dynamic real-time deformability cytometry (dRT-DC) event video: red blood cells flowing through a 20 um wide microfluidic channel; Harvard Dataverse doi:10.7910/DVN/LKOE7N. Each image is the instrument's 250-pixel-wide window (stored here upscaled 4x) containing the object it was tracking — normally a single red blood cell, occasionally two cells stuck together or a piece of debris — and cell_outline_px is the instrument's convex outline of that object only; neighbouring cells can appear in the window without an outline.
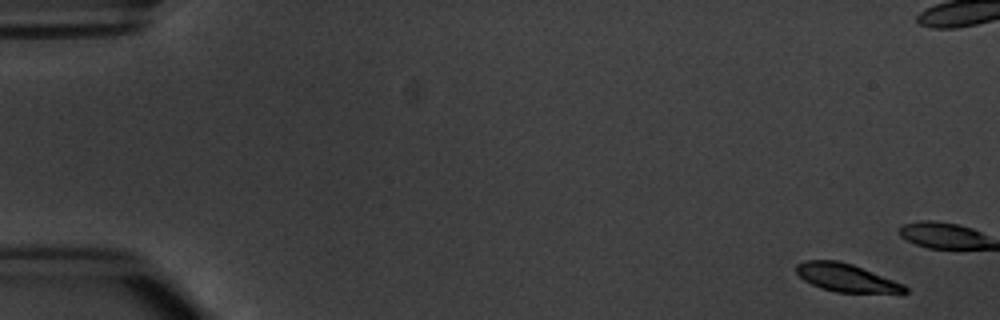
{"species": "common noctule bat (a hibernating species)", "species_latin": "Nyctalus noctula", "temperature_condition": "warm", "stored_images_in_passage": 5, "camera_frame_rate_fps": 3000, "um_per_image_px": 0.085, "animal": {"sex": "male", "body_mass_g": 20.1, "forearm_length_mm": 53.5}, "frame": {"image": 1, "passage_image": 1, "time_ms": 0.0, "image_size_px": [1000, 320], "cell_outline_px": [[908, 292], [836, 292], [820, 288], [804, 280], [796, 272], [796, 264], [804, 260], [840, 260], [852, 264], [904, 284], [908, 288]], "centroid_in_image_um": [71.88, 23.59], "position_along_channel_um": 13.1, "area_um2": 17.51}}